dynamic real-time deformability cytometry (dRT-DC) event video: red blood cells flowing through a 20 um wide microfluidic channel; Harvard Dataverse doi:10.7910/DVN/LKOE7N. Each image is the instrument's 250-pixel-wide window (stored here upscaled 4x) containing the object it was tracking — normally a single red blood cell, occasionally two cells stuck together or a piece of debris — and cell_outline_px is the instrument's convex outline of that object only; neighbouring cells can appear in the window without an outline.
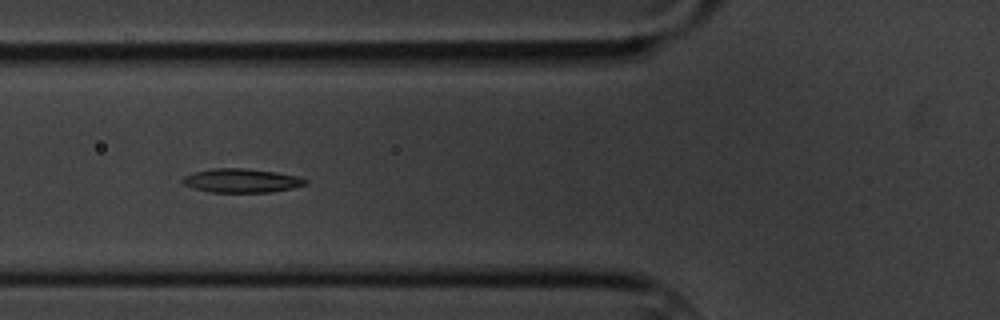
{"species": "common noctule bat (a hibernating species)", "species_latin": "Nyctalus noctula", "temperature_condition": "cold", "stored_images_in_passage": 5, "camera_frame_rate_fps": 3000, "um_per_image_px": 0.085, "animal": {"sex": "male", "body_mass_g": 20.1, "forearm_length_mm": 53.5}, "frame": {"image": 1, "passage_image": 5, "time_ms": 4.333, "image_size_px": [1000, 320], "cell_outline_px": [[308, 184], [292, 188], [272, 192], [208, 192], [192, 188], [184, 184], [180, 180], [184, 176], [196, 172], [216, 168], [248, 168], [276, 172], [296, 176], [308, 180]], "centroid_in_image_um": [20.53, 15.35], "position_along_channel_um": 105.3, "area_um2": 17.11}}